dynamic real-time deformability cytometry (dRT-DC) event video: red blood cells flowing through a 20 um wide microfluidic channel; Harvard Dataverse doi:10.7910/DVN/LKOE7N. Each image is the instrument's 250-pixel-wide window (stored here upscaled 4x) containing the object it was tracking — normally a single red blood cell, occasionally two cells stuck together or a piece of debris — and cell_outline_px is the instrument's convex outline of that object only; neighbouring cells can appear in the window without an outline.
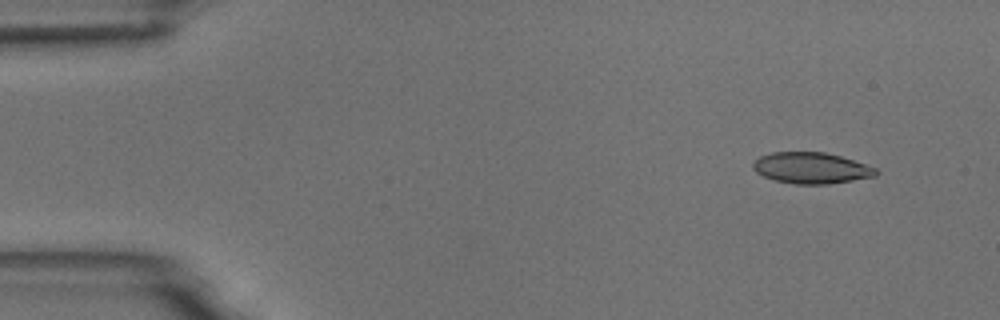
{"species": "common noctule bat (a hibernating species)", "species_latin": "Nyctalus noctula", "temperature_condition": "room temperature", "stored_images_in_passage": 4, "camera_frame_rate_fps": 3000, "um_per_image_px": 0.085, "animal": {"sex": "male", "body_mass_g": 18.8}, "frame": {"image": 1, "passage_image": 1, "time_ms": 0.0, "image_size_px": [1000, 320], "cell_outline_px": [[880, 172], [876, 176], [828, 184], [796, 184], [776, 180], [764, 176], [756, 172], [752, 168], [752, 164], [760, 156], [772, 152], [824, 152], [840, 156], [876, 168]], "centroid_in_image_um": [68.95, 14.28], "position_along_channel_um": 16.0, "area_um2": 22.14}}
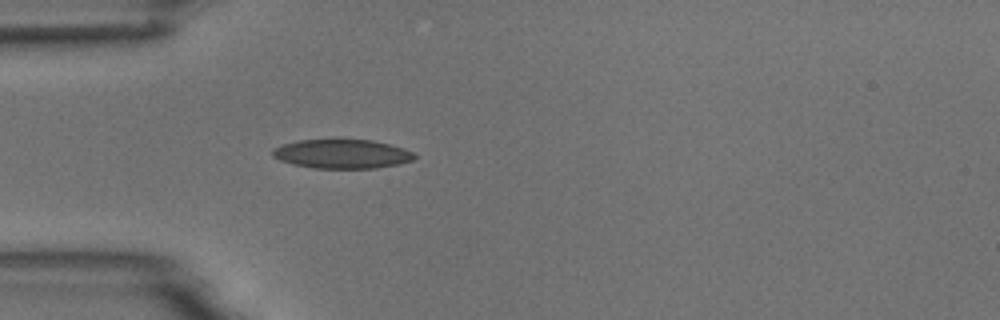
{"frame": {"image": 2, "passage_image": 4, "time_ms": 3.667, "image_size_px": [1000, 320], "cell_outline_px": [[416, 156], [412, 160], [400, 164], [376, 168], [312, 168], [292, 164], [280, 160], [272, 156], [272, 148], [280, 144], [300, 140], [372, 140], [404, 148], [412, 152]], "centroid_in_image_um": [29.04, 13.09], "position_along_channel_um": 56.0, "area_um2": 24.04}}